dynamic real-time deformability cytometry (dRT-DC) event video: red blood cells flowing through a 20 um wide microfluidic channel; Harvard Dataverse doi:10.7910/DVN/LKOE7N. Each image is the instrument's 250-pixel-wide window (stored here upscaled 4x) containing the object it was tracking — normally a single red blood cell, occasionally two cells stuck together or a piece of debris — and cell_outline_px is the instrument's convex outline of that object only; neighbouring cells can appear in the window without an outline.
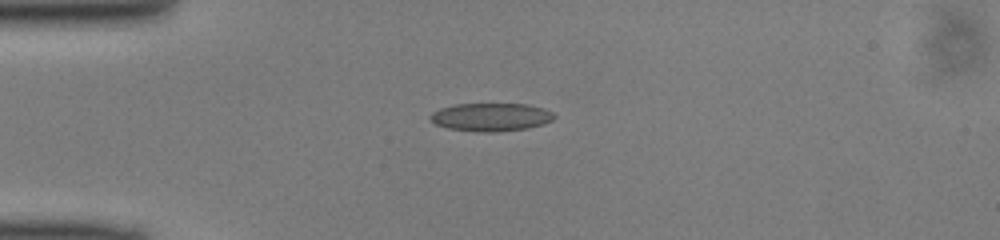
{"species": "common noctule bat (a hibernating species)", "species_latin": "Nyctalus noctula", "temperature_condition": "cold", "stored_images_in_passage": 48, "camera_frame_rate_fps": 3000, "um_per_image_px": 0.085, "animal": {"sex": "male", "body_mass_g": 13.0, "forearm_length_mm": 53.1}, "frame": {"image": 1, "passage_image": 11, "time_ms": 3.333, "image_size_px": [1000, 240], "cell_outline_px": [[556, 116], [552, 120], [544, 124], [528, 128], [496, 132], [480, 132], [448, 128], [436, 124], [428, 116], [432, 112], [440, 108], [456, 104], [528, 104], [544, 108], [552, 112]], "centroid_in_image_um": [41.75, 9.95], "position_along_channel_um": 43.3, "area_um2": 20.35}}
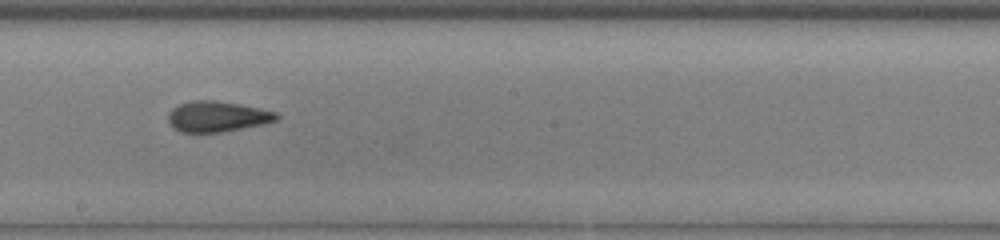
{"frame": {"image": 2, "passage_image": 26, "time_ms": 8.333, "image_size_px": [1000, 240], "cell_outline_px": [[280, 116], [276, 120], [264, 124], [220, 132], [180, 132], [172, 128], [168, 120], [168, 112], [172, 108], [180, 104], [192, 100], [216, 100], [240, 104], [260, 108], [276, 112]], "centroid_in_image_um": [18.44, 9.9], "position_along_channel_um": 229.8, "area_um2": 19.42}}
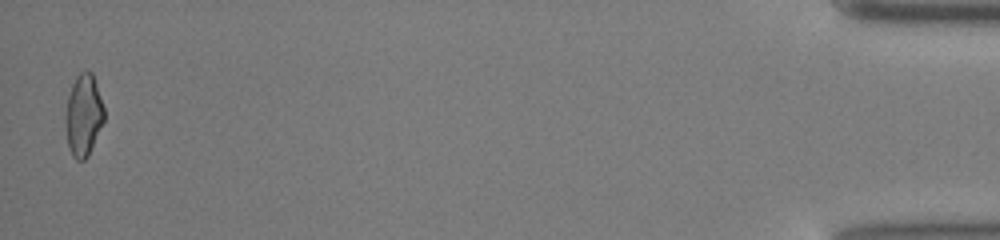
{"frame": {"image": 3, "passage_image": 47, "time_ms": 15.333, "image_size_px": [1000, 240], "cell_outline_px": [[104, 120], [88, 156], [84, 160], [76, 160], [72, 156], [68, 148], [64, 124], [64, 120], [68, 96], [72, 84], [76, 76], [80, 72], [92, 72], [104, 108]], "centroid_in_image_um": [7.07, 9.83], "position_along_channel_um": 428.1, "area_um2": 18.44}}